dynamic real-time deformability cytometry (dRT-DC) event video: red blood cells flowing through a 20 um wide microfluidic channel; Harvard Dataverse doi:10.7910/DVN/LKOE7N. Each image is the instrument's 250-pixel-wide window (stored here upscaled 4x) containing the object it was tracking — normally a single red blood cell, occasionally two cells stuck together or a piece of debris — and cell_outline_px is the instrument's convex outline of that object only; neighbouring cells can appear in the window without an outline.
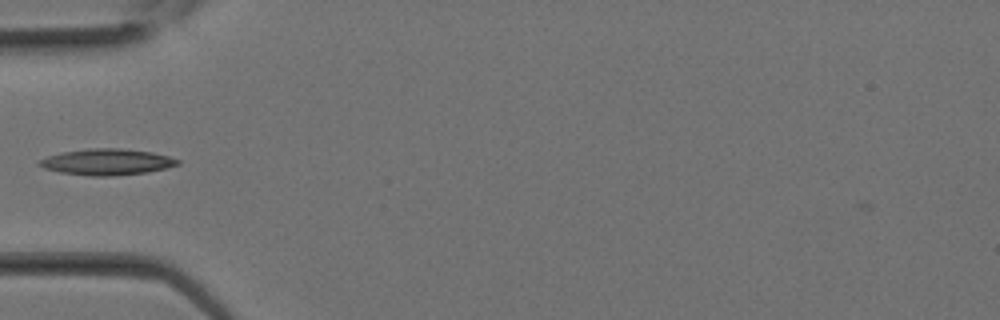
{"species": "Egyptian fruit bat (a non-hibernating species)", "species_latin": "Rousettus aegyptiacus", "temperature_condition": "room temperature", "stored_images_in_passage": 3, "camera_frame_rate_fps": 3000, "um_per_image_px": 0.085, "animal": {"sex": "female"}, "frame": {"image": 1, "passage_image": 2, "time_ms": 0.333, "image_size_px": [1000, 320], "cell_outline_px": [[180, 164], [148, 172], [112, 176], [92, 176], [60, 172], [44, 168], [36, 164], [36, 160], [60, 152], [88, 148], [120, 148], [152, 152], [168, 156], [180, 160]], "centroid_in_image_um": [9.04, 13.76], "position_along_channel_um": 76.0, "area_um2": 21.21}}